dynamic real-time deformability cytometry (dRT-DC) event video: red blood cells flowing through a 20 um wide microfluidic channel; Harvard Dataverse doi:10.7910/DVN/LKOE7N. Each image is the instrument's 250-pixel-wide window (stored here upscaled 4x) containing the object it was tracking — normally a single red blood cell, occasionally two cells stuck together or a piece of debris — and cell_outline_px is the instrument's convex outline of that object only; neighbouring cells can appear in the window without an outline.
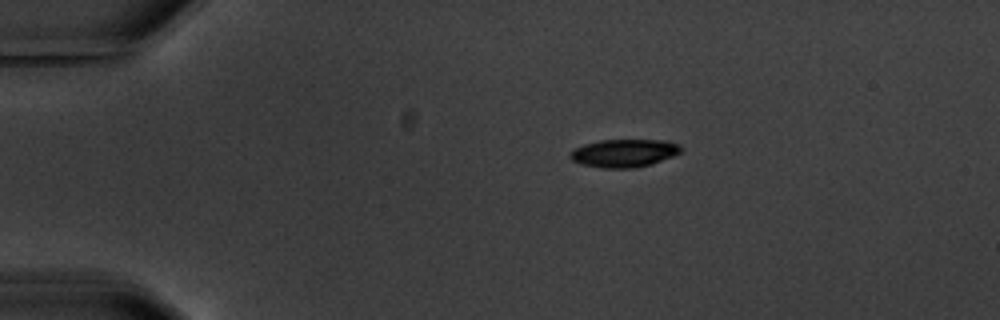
{"species": "common noctule bat (a hibernating species)", "species_latin": "Nyctalus noctula", "temperature_condition": "warm", "stored_images_in_passage": 5, "camera_frame_rate_fps": 3000, "um_per_image_px": 0.085, "animal": {"sex": "male", "body_mass_g": 20.1, "forearm_length_mm": 53.5}, "frame": {"image": 1, "passage_image": 1, "time_ms": 0.0, "image_size_px": [1000, 320], "cell_outline_px": [[684, 148], [680, 152], [672, 156], [652, 164], [636, 168], [600, 168], [580, 164], [572, 160], [568, 156], [568, 152], [572, 148], [584, 144], [600, 140], [668, 140], [680, 144]], "centroid_in_image_um": [53.02, 13.01], "position_along_channel_um": 32.0, "area_um2": 18.44}}
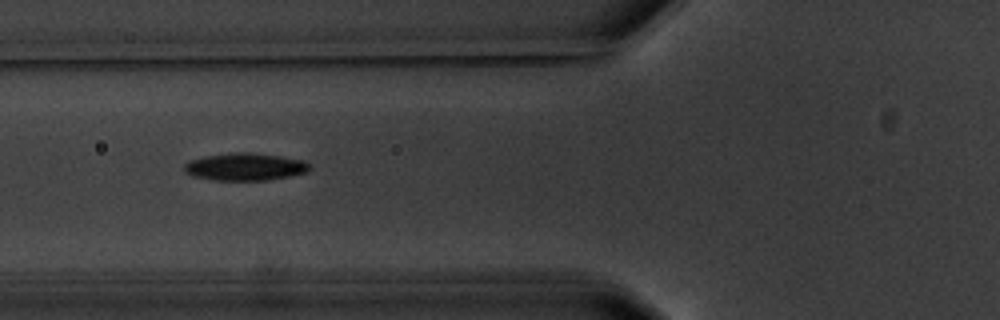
{"frame": {"image": 2, "passage_image": 4, "time_ms": 3.667, "image_size_px": [1000, 320], "cell_outline_px": [[312, 168], [308, 172], [288, 176], [264, 180], [212, 180], [192, 176], [184, 172], [184, 164], [188, 160], [204, 156], [236, 152], [252, 152], [280, 156], [304, 160]], "centroid_in_image_um": [20.8, 14.17], "position_along_channel_um": 105.0, "area_um2": 20.17}}